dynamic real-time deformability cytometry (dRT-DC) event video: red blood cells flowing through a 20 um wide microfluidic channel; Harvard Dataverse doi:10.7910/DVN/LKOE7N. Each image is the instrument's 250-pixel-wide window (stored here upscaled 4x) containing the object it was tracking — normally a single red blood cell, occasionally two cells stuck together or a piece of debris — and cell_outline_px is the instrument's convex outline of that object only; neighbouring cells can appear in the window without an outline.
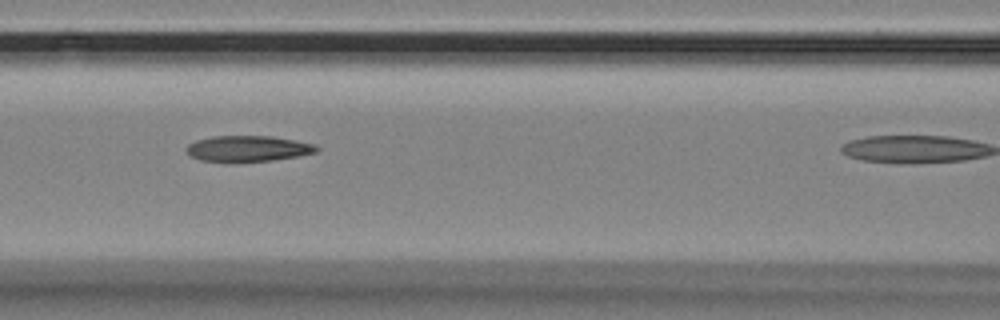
{"species": "Egyptian fruit bat (a non-hibernating species)", "species_latin": "Rousettus aegyptiacus", "temperature_condition": "room temperature", "stored_images_in_passage": 6, "camera_frame_rate_fps": 3000, "um_per_image_px": 0.085, "animal": {"sex": "female"}, "frame": {"image": 1, "passage_image": 5, "time_ms": 1.333, "image_size_px": [1000, 320], "cell_outline_px": [[320, 148], [316, 152], [300, 156], [272, 160], [200, 160], [192, 156], [184, 148], [188, 144], [196, 140], [212, 136], [272, 136], [296, 140], [316, 144]], "centroid_in_image_um": [21.13, 12.6], "position_along_channel_um": 145.5, "area_um2": 19.25}}